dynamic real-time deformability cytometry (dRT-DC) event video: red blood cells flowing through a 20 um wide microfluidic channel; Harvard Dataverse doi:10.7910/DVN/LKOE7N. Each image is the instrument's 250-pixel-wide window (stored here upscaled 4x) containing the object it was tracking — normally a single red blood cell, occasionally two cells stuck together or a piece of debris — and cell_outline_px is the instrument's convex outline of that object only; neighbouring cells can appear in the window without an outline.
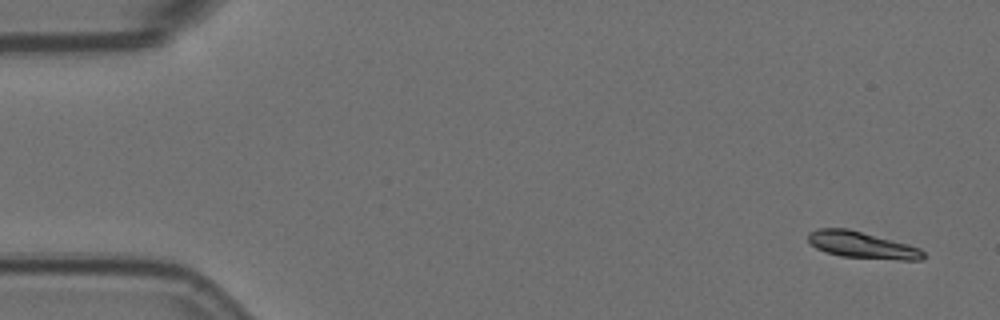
{"species": "Egyptian fruit bat (a non-hibernating species)", "species_latin": "Rousettus aegyptiacus", "temperature_condition": "room temperature", "stored_images_in_passage": 6, "camera_frame_rate_fps": 3000, "um_per_image_px": 0.085, "animal": {"sex": "female"}, "frame": {"image": 1, "passage_image": 1, "time_ms": 0.0, "image_size_px": [1000, 320], "cell_outline_px": [[924, 260], [900, 260], [840, 256], [816, 248], [808, 240], [808, 232], [816, 228], [848, 228], [908, 244], [920, 248], [924, 252]], "centroid_in_image_um": [73.28, 20.82], "position_along_channel_um": 11.7, "area_um2": 17.86}}
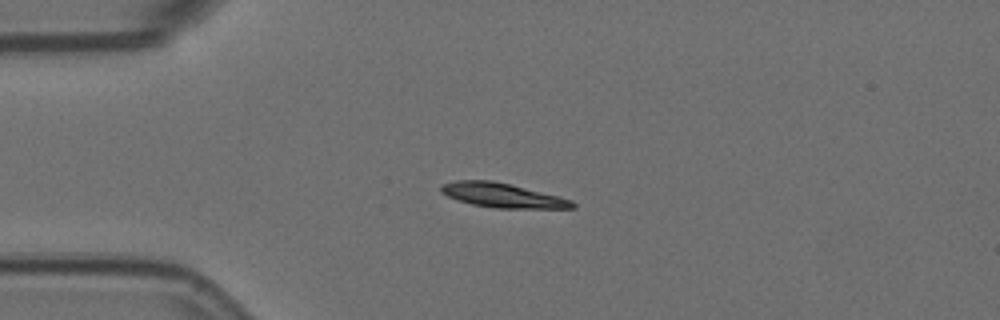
{"frame": {"image": 2, "passage_image": 4, "time_ms": 1.0, "image_size_px": [1000, 320], "cell_outline_px": [[576, 208], [492, 208], [472, 204], [448, 196], [440, 192], [440, 184], [456, 180], [492, 180], [572, 200], [576, 204]], "centroid_in_image_um": [42.66, 16.6], "position_along_channel_um": 42.3, "area_um2": 18.38}}
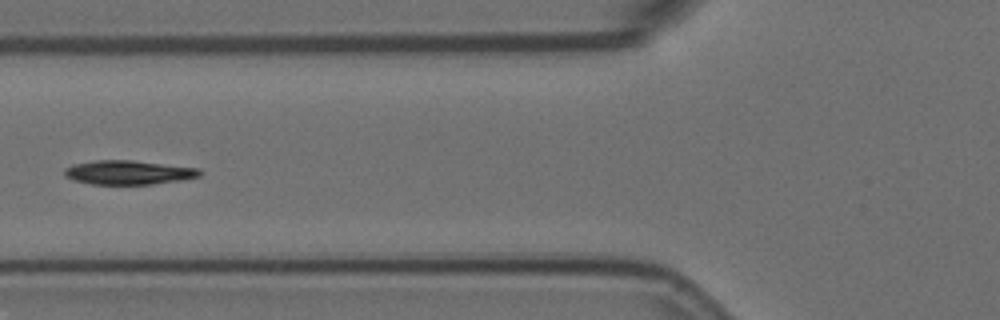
{"frame": {"image": 3, "passage_image": 6, "time_ms": 1.667, "image_size_px": [1000, 320], "cell_outline_px": [[204, 172], [200, 176], [180, 180], [152, 184], [92, 184], [72, 180], [64, 176], [64, 168], [72, 164], [96, 160], [132, 160], [200, 168]], "centroid_in_image_um": [10.91, 14.65], "position_along_channel_um": 114.9, "area_um2": 19.13}}